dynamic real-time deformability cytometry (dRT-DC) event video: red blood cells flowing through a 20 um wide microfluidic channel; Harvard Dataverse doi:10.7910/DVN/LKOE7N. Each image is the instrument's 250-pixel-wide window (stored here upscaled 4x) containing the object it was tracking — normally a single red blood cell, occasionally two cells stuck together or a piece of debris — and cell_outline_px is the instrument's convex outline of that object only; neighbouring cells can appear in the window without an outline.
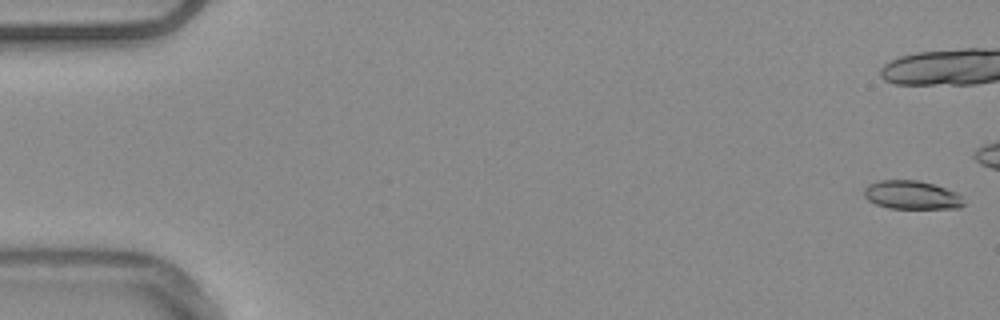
{"species": "common noctule bat (a hibernating species)", "species_latin": "Nyctalus noctula", "temperature_condition": "warm", "stored_images_in_passage": 43, "camera_frame_rate_fps": 3000, "um_per_image_px": 0.085, "animal": {"sex": "male", "body_mass_g": 20.4}, "frame": {"image": 1, "passage_image": 1, "time_ms": 0.0, "image_size_px": [1000, 320], "cell_outline_px": [[964, 204], [960, 208], [888, 208], [876, 204], [868, 200], [864, 196], [864, 188], [868, 184], [880, 180], [916, 180], [932, 184], [956, 192], [960, 196]], "centroid_in_image_um": [77.45, 16.57], "position_along_channel_um": 7.5, "area_um2": 16.42}}